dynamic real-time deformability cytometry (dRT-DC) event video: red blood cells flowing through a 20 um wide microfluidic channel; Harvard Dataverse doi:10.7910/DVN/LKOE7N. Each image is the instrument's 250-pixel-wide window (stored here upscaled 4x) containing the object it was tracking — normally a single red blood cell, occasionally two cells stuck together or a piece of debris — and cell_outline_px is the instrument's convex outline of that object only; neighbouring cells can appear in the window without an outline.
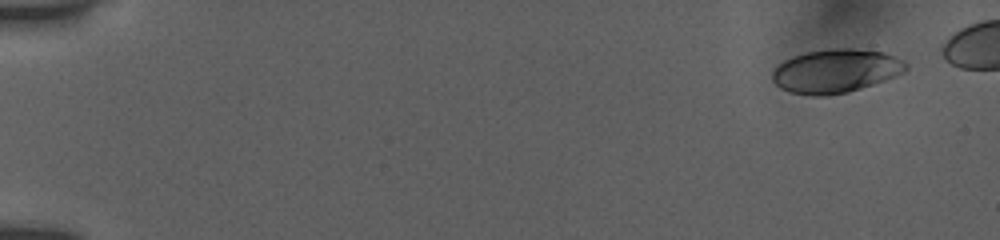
{"species": "human", "species_latin": "Homo sapiens", "temperature_condition": "room temperature", "stored_images_in_passage": 40, "camera_frame_rate_fps": 3000, "um_per_image_px": 0.085, "donor": {"sex": "female"}, "frame": {"image": 1, "passage_image": 1, "time_ms": 0.0, "image_size_px": [1000, 240], "cell_outline_px": [[908, 68], [904, 72], [884, 80], [848, 92], [824, 96], [812, 96], [788, 92], [780, 88], [772, 80], [772, 72], [776, 64], [792, 56], [808, 52], [832, 48], [852, 48], [884, 52], [904, 60], [908, 64]], "centroid_in_image_um": [71.01, 6.03], "position_along_channel_um": 14.0, "area_um2": 34.16}}
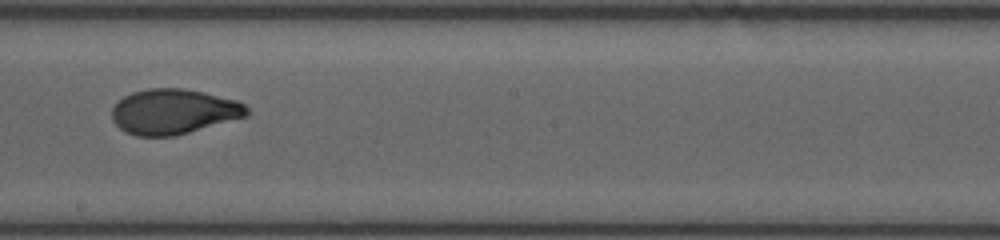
{"frame": {"image": 2, "passage_image": 26, "time_ms": 9.667, "image_size_px": [1000, 240], "cell_outline_px": [[248, 116], [176, 136], [136, 136], [124, 132], [112, 120], [112, 108], [124, 96], [132, 92], [148, 88], [180, 88], [204, 92], [240, 100], [248, 108]], "centroid_in_image_um": [14.78, 9.49], "position_along_channel_um": 233.4, "area_um2": 35.78}}
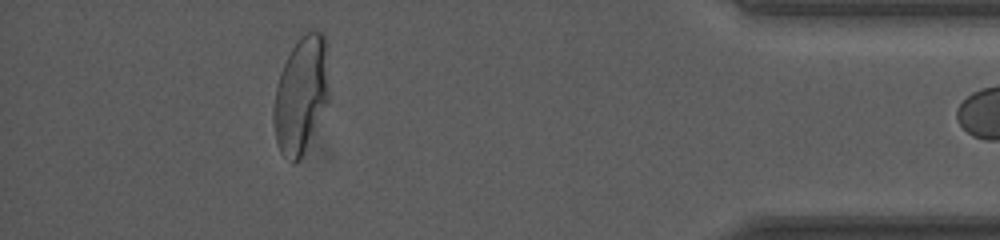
{"frame": {"image": 3, "passage_image": 39, "time_ms": 15.333, "image_size_px": [1000, 240], "cell_outline_px": [[328, 100], [300, 156], [292, 164], [280, 152], [276, 140], [272, 120], [272, 108], [276, 84], [280, 72], [292, 48], [308, 28], [324, 32], [328, 44]], "centroid_in_image_um": [25.57, 7.95], "position_along_channel_um": 409.6, "area_um2": 37.63}}